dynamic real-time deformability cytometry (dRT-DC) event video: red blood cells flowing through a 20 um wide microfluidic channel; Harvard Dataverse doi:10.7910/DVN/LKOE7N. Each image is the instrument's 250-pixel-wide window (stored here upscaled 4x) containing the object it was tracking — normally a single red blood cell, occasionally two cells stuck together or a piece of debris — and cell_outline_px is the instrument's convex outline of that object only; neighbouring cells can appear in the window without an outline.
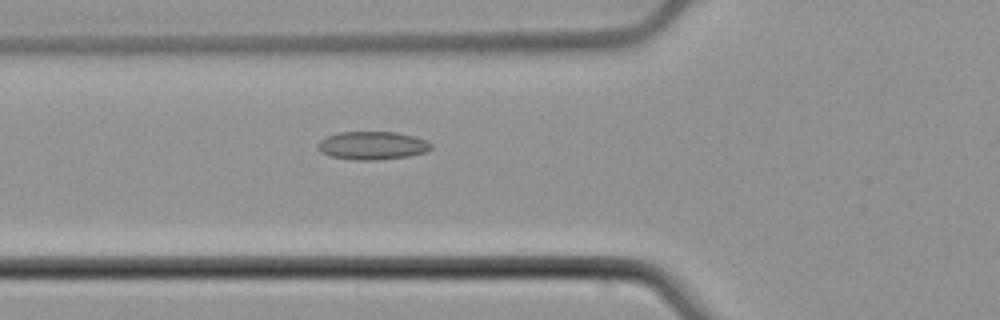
{"species": "common noctule bat (a hibernating species)", "species_latin": "Nyctalus noctula", "temperature_condition": "cold", "stored_images_in_passage": 51, "camera_frame_rate_fps": 3000, "um_per_image_px": 0.085, "animal": {"sex": "male", "body_mass_g": 21.5, "forearm_length_mm": 52.0}, "frame": {"image": 1, "passage_image": 18, "time_ms": 5.667, "image_size_px": [1000, 320], "cell_outline_px": [[432, 148], [424, 152], [408, 156], [376, 160], [356, 160], [332, 156], [320, 152], [316, 148], [316, 144], [320, 140], [328, 136], [340, 132], [396, 132], [412, 136], [424, 140], [432, 144]], "centroid_in_image_um": [31.61, 12.37], "position_along_channel_um": 94.2, "area_um2": 18.44}}
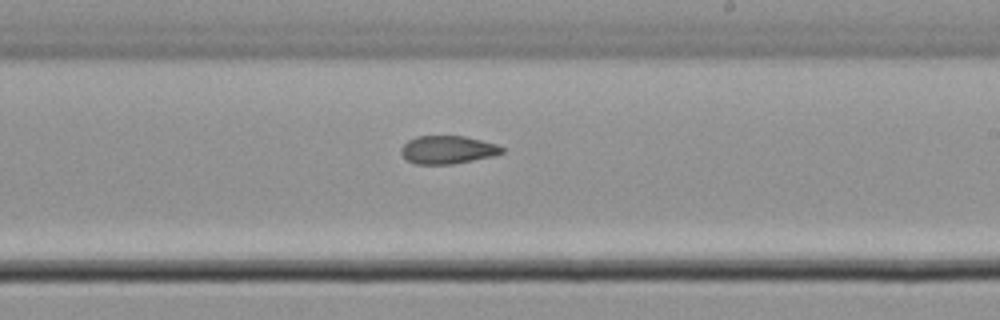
{"frame": {"image": 2, "passage_image": 30, "time_ms": 9.667, "image_size_px": [1000, 320], "cell_outline_px": [[504, 152], [492, 156], [452, 164], [416, 164], [408, 160], [400, 152], [400, 148], [408, 140], [416, 136], [464, 136], [496, 144], [504, 148]], "centroid_in_image_um": [38.03, 12.72], "position_along_channel_um": 251.0, "area_um2": 16.36}}
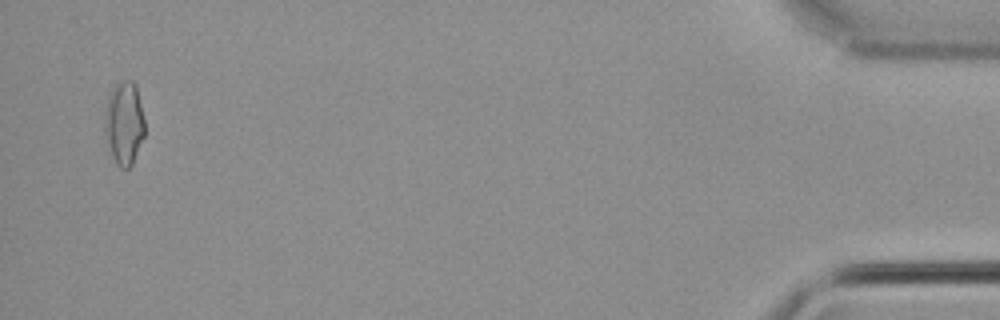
{"frame": {"image": 3, "passage_image": 50, "time_ms": 16.333, "image_size_px": [1000, 320], "cell_outline_px": [[144, 136], [132, 164], [128, 168], [120, 168], [116, 164], [112, 156], [104, 136], [104, 108], [108, 92], [120, 80], [132, 80], [136, 84], [144, 120]], "centroid_in_image_um": [10.51, 10.43], "position_along_channel_um": 424.7, "area_um2": 19.83}, "authors_computed_cell_mechanics": {"area_um2": 17.34, "velocity_mm_per_s": 3.9202, "shape_relaxation_time_tau1_ms": null, "shape_relaxation_time_tau2_ms": 4.2059, "deformation_change_tau1": null, "deformation_change_tau2": 0.0919}}